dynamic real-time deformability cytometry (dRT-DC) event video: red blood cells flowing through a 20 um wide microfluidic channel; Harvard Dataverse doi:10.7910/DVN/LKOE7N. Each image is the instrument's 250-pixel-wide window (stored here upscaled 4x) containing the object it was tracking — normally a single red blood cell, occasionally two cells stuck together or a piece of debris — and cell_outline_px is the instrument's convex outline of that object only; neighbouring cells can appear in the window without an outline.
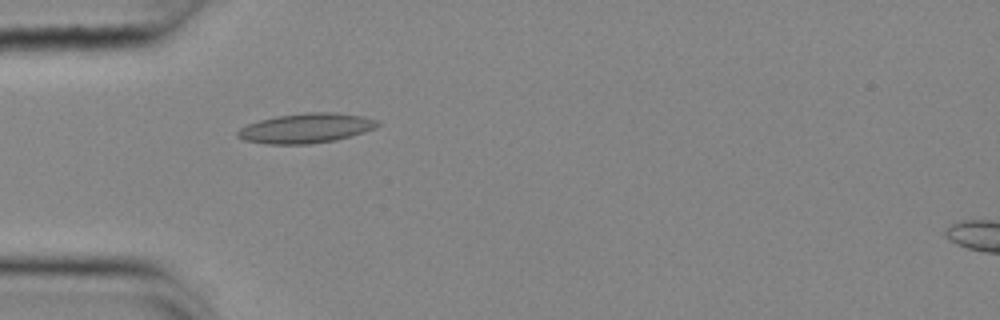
{"species": "common noctule bat (a hibernating species)", "species_latin": "Nyctalus noctula", "temperature_condition": "cold", "stored_images_in_passage": 40, "camera_frame_rate_fps": 3000, "um_per_image_px": 0.085, "animal": {"sex": "female", "body_mass_g": 25.1}, "frame": {"image": 1, "passage_image": 2, "time_ms": 0.333, "image_size_px": [1000, 320], "cell_outline_px": [[380, 124], [376, 128], [364, 132], [336, 140], [312, 144], [268, 144], [244, 140], [236, 136], [236, 132], [240, 128], [248, 124], [260, 120], [276, 116], [304, 112], [336, 112], [364, 116], [380, 120]], "centroid_in_image_um": [26.05, 10.89], "position_along_channel_um": 59.0, "area_um2": 24.51}}
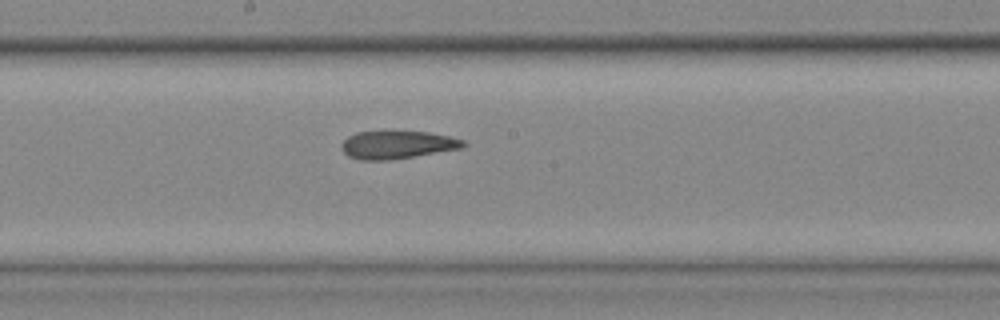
{"frame": {"image": 2, "passage_image": 15, "time_ms": 4.667, "image_size_px": [1000, 320], "cell_outline_px": [[468, 144], [464, 148], [392, 160], [360, 160], [348, 156], [340, 148], [340, 144], [348, 136], [356, 132], [428, 132], [448, 136], [464, 140]], "centroid_in_image_um": [33.78, 12.32], "position_along_channel_um": 214.4, "area_um2": 19.88}}
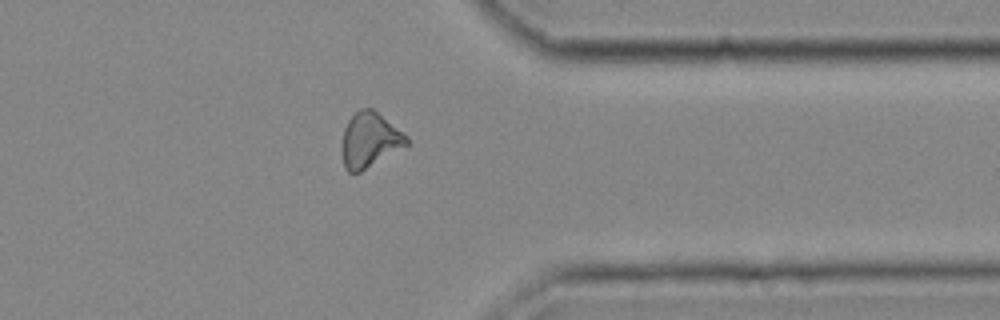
{"frame": {"image": 3, "passage_image": 29, "time_ms": 9.333, "image_size_px": [1000, 320], "cell_outline_px": [[408, 144], [360, 172], [348, 172], [344, 168], [340, 152], [340, 148], [344, 128], [348, 120], [360, 108], [372, 108], [408, 136]], "centroid_in_image_um": [31.37, 11.91], "position_along_channel_um": 380.0, "area_um2": 20.69}}